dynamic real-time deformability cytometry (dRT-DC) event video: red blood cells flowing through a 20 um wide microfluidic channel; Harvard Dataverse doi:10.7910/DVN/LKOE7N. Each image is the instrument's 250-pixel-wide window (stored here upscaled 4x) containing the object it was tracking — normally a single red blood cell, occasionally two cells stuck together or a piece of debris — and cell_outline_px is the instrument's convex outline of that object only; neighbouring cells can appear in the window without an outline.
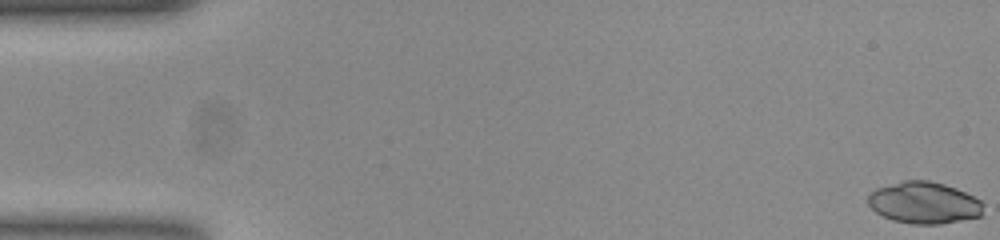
{"species": "common noctule bat (a hibernating species)", "species_latin": "Nyctalus noctula", "temperature_condition": "room temperature", "stored_images_in_passage": 53, "camera_frame_rate_fps": 3000, "um_per_image_px": 0.085, "animal": {"sex": "female", "body_mass_g": 23.0, "forearm_length_mm": 53.4}, "frame": {"image": 1, "passage_image": 1, "time_ms": 0.0, "image_size_px": [1000, 240], "cell_outline_px": [[984, 204], [980, 216], [940, 224], [912, 224], [892, 220], [876, 212], [868, 204], [868, 196], [876, 188], [904, 180], [928, 180], [944, 184], [956, 188], [980, 200]], "centroid_in_image_um": [78.53, 17.23], "position_along_channel_um": 6.5, "area_um2": 27.86}}